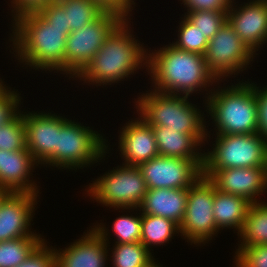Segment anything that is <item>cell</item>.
Returning <instances> with one entry per match:
<instances>
[{
	"label": "cell",
	"instance_id": "6da1fadb",
	"mask_svg": "<svg viewBox=\"0 0 267 267\" xmlns=\"http://www.w3.org/2000/svg\"><path fill=\"white\" fill-rule=\"evenodd\" d=\"M148 55L147 67L158 92L190 96L213 82H219L201 54L179 49L173 44ZM180 92V93H179Z\"/></svg>",
	"mask_w": 267,
	"mask_h": 267
},
{
	"label": "cell",
	"instance_id": "7a4b0ae2",
	"mask_svg": "<svg viewBox=\"0 0 267 267\" xmlns=\"http://www.w3.org/2000/svg\"><path fill=\"white\" fill-rule=\"evenodd\" d=\"M13 21L10 40L18 60L35 70H56L64 74L65 45L70 29L50 26L38 12L23 14Z\"/></svg>",
	"mask_w": 267,
	"mask_h": 267
},
{
	"label": "cell",
	"instance_id": "3957f363",
	"mask_svg": "<svg viewBox=\"0 0 267 267\" xmlns=\"http://www.w3.org/2000/svg\"><path fill=\"white\" fill-rule=\"evenodd\" d=\"M128 19L124 18L111 31L93 59L77 76L78 79L97 86L111 85L134 74L142 65L147 67L148 52L130 34Z\"/></svg>",
	"mask_w": 267,
	"mask_h": 267
},
{
	"label": "cell",
	"instance_id": "277c9868",
	"mask_svg": "<svg viewBox=\"0 0 267 267\" xmlns=\"http://www.w3.org/2000/svg\"><path fill=\"white\" fill-rule=\"evenodd\" d=\"M221 90V91H220ZM209 92L207 110L215 123L216 134L258 133L256 84L245 81Z\"/></svg>",
	"mask_w": 267,
	"mask_h": 267
},
{
	"label": "cell",
	"instance_id": "5b68a950",
	"mask_svg": "<svg viewBox=\"0 0 267 267\" xmlns=\"http://www.w3.org/2000/svg\"><path fill=\"white\" fill-rule=\"evenodd\" d=\"M137 99V112L151 127H168L185 134H208L204 113H200V109L190 103L186 95L152 90Z\"/></svg>",
	"mask_w": 267,
	"mask_h": 267
},
{
	"label": "cell",
	"instance_id": "8992f818",
	"mask_svg": "<svg viewBox=\"0 0 267 267\" xmlns=\"http://www.w3.org/2000/svg\"><path fill=\"white\" fill-rule=\"evenodd\" d=\"M216 136L213 151L204 152L203 170L267 167V140L259 133Z\"/></svg>",
	"mask_w": 267,
	"mask_h": 267
},
{
	"label": "cell",
	"instance_id": "52a82bcc",
	"mask_svg": "<svg viewBox=\"0 0 267 267\" xmlns=\"http://www.w3.org/2000/svg\"><path fill=\"white\" fill-rule=\"evenodd\" d=\"M81 123L58 115L57 167L77 170L100 162L108 150L105 139Z\"/></svg>",
	"mask_w": 267,
	"mask_h": 267
},
{
	"label": "cell",
	"instance_id": "ba28073f",
	"mask_svg": "<svg viewBox=\"0 0 267 267\" xmlns=\"http://www.w3.org/2000/svg\"><path fill=\"white\" fill-rule=\"evenodd\" d=\"M147 185L137 166L122 164L93 181L88 196L99 203L117 209H138L147 193Z\"/></svg>",
	"mask_w": 267,
	"mask_h": 267
},
{
	"label": "cell",
	"instance_id": "9c48e42d",
	"mask_svg": "<svg viewBox=\"0 0 267 267\" xmlns=\"http://www.w3.org/2000/svg\"><path fill=\"white\" fill-rule=\"evenodd\" d=\"M120 13L104 11L96 20L68 34L64 73L77 78L102 47L106 37L124 19Z\"/></svg>",
	"mask_w": 267,
	"mask_h": 267
},
{
	"label": "cell",
	"instance_id": "30bf717a",
	"mask_svg": "<svg viewBox=\"0 0 267 267\" xmlns=\"http://www.w3.org/2000/svg\"><path fill=\"white\" fill-rule=\"evenodd\" d=\"M214 184L205 176L188 188L185 216L179 231L190 243L205 244L219 231L213 214Z\"/></svg>",
	"mask_w": 267,
	"mask_h": 267
},
{
	"label": "cell",
	"instance_id": "8fae6325",
	"mask_svg": "<svg viewBox=\"0 0 267 267\" xmlns=\"http://www.w3.org/2000/svg\"><path fill=\"white\" fill-rule=\"evenodd\" d=\"M254 55L226 21L209 40L204 57L209 70L220 80L246 70Z\"/></svg>",
	"mask_w": 267,
	"mask_h": 267
},
{
	"label": "cell",
	"instance_id": "7c38bea8",
	"mask_svg": "<svg viewBox=\"0 0 267 267\" xmlns=\"http://www.w3.org/2000/svg\"><path fill=\"white\" fill-rule=\"evenodd\" d=\"M204 160L157 156L137 167L148 189H188L203 176Z\"/></svg>",
	"mask_w": 267,
	"mask_h": 267
},
{
	"label": "cell",
	"instance_id": "4fadbf2b",
	"mask_svg": "<svg viewBox=\"0 0 267 267\" xmlns=\"http://www.w3.org/2000/svg\"><path fill=\"white\" fill-rule=\"evenodd\" d=\"M108 231L101 223L65 249H56V267H105Z\"/></svg>",
	"mask_w": 267,
	"mask_h": 267
},
{
	"label": "cell",
	"instance_id": "5bb4252c",
	"mask_svg": "<svg viewBox=\"0 0 267 267\" xmlns=\"http://www.w3.org/2000/svg\"><path fill=\"white\" fill-rule=\"evenodd\" d=\"M217 190L241 196L251 203H258L257 196L267 189V167L227 168L203 170Z\"/></svg>",
	"mask_w": 267,
	"mask_h": 267
},
{
	"label": "cell",
	"instance_id": "9a60e30c",
	"mask_svg": "<svg viewBox=\"0 0 267 267\" xmlns=\"http://www.w3.org/2000/svg\"><path fill=\"white\" fill-rule=\"evenodd\" d=\"M26 148L38 162L57 167L58 116L51 113H24Z\"/></svg>",
	"mask_w": 267,
	"mask_h": 267
},
{
	"label": "cell",
	"instance_id": "2e32d148",
	"mask_svg": "<svg viewBox=\"0 0 267 267\" xmlns=\"http://www.w3.org/2000/svg\"><path fill=\"white\" fill-rule=\"evenodd\" d=\"M38 194L10 192L0 204V242L41 237L29 230Z\"/></svg>",
	"mask_w": 267,
	"mask_h": 267
},
{
	"label": "cell",
	"instance_id": "e0dca14e",
	"mask_svg": "<svg viewBox=\"0 0 267 267\" xmlns=\"http://www.w3.org/2000/svg\"><path fill=\"white\" fill-rule=\"evenodd\" d=\"M227 11V21L240 39L255 53L267 41V0H253Z\"/></svg>",
	"mask_w": 267,
	"mask_h": 267
},
{
	"label": "cell",
	"instance_id": "ac0fdd59",
	"mask_svg": "<svg viewBox=\"0 0 267 267\" xmlns=\"http://www.w3.org/2000/svg\"><path fill=\"white\" fill-rule=\"evenodd\" d=\"M139 117L138 120H129L119 135L118 147L124 165L138 166L159 156L153 128Z\"/></svg>",
	"mask_w": 267,
	"mask_h": 267
},
{
	"label": "cell",
	"instance_id": "d6986e66",
	"mask_svg": "<svg viewBox=\"0 0 267 267\" xmlns=\"http://www.w3.org/2000/svg\"><path fill=\"white\" fill-rule=\"evenodd\" d=\"M38 162L25 150H0V186L12 193L38 194V186L30 179ZM30 181V182H29Z\"/></svg>",
	"mask_w": 267,
	"mask_h": 267
},
{
	"label": "cell",
	"instance_id": "ffe728a7",
	"mask_svg": "<svg viewBox=\"0 0 267 267\" xmlns=\"http://www.w3.org/2000/svg\"><path fill=\"white\" fill-rule=\"evenodd\" d=\"M152 128L159 156L204 160V153L197 151L201 144L205 143L207 134H185L168 127L152 126Z\"/></svg>",
	"mask_w": 267,
	"mask_h": 267
},
{
	"label": "cell",
	"instance_id": "44dd1931",
	"mask_svg": "<svg viewBox=\"0 0 267 267\" xmlns=\"http://www.w3.org/2000/svg\"><path fill=\"white\" fill-rule=\"evenodd\" d=\"M187 193L188 189H148L140 211L165 217L180 226L185 216Z\"/></svg>",
	"mask_w": 267,
	"mask_h": 267
},
{
	"label": "cell",
	"instance_id": "7402d4cb",
	"mask_svg": "<svg viewBox=\"0 0 267 267\" xmlns=\"http://www.w3.org/2000/svg\"><path fill=\"white\" fill-rule=\"evenodd\" d=\"M251 204L241 196L217 190L214 185L213 214L217 229L232 227L239 234Z\"/></svg>",
	"mask_w": 267,
	"mask_h": 267
},
{
	"label": "cell",
	"instance_id": "603a6c76",
	"mask_svg": "<svg viewBox=\"0 0 267 267\" xmlns=\"http://www.w3.org/2000/svg\"><path fill=\"white\" fill-rule=\"evenodd\" d=\"M239 235V247L267 244V203L251 204Z\"/></svg>",
	"mask_w": 267,
	"mask_h": 267
},
{
	"label": "cell",
	"instance_id": "cb8c5ba5",
	"mask_svg": "<svg viewBox=\"0 0 267 267\" xmlns=\"http://www.w3.org/2000/svg\"><path fill=\"white\" fill-rule=\"evenodd\" d=\"M179 226L172 220L165 217L141 214V240L149 250L150 246L167 243L174 236L179 234Z\"/></svg>",
	"mask_w": 267,
	"mask_h": 267
},
{
	"label": "cell",
	"instance_id": "d4e9b609",
	"mask_svg": "<svg viewBox=\"0 0 267 267\" xmlns=\"http://www.w3.org/2000/svg\"><path fill=\"white\" fill-rule=\"evenodd\" d=\"M67 14L70 33L96 20L104 11L92 0H57Z\"/></svg>",
	"mask_w": 267,
	"mask_h": 267
},
{
	"label": "cell",
	"instance_id": "484cf974",
	"mask_svg": "<svg viewBox=\"0 0 267 267\" xmlns=\"http://www.w3.org/2000/svg\"><path fill=\"white\" fill-rule=\"evenodd\" d=\"M44 240L41 237H23L0 242V267H16Z\"/></svg>",
	"mask_w": 267,
	"mask_h": 267
},
{
	"label": "cell",
	"instance_id": "4316f807",
	"mask_svg": "<svg viewBox=\"0 0 267 267\" xmlns=\"http://www.w3.org/2000/svg\"><path fill=\"white\" fill-rule=\"evenodd\" d=\"M112 251L113 267H143L154 257L141 242L115 244Z\"/></svg>",
	"mask_w": 267,
	"mask_h": 267
},
{
	"label": "cell",
	"instance_id": "83f0119b",
	"mask_svg": "<svg viewBox=\"0 0 267 267\" xmlns=\"http://www.w3.org/2000/svg\"><path fill=\"white\" fill-rule=\"evenodd\" d=\"M25 136L24 118L20 111L9 122L0 126V150H25Z\"/></svg>",
	"mask_w": 267,
	"mask_h": 267
},
{
	"label": "cell",
	"instance_id": "f1b7e54d",
	"mask_svg": "<svg viewBox=\"0 0 267 267\" xmlns=\"http://www.w3.org/2000/svg\"><path fill=\"white\" fill-rule=\"evenodd\" d=\"M178 32V40L172 43L175 47L204 56L209 40L185 15Z\"/></svg>",
	"mask_w": 267,
	"mask_h": 267
},
{
	"label": "cell",
	"instance_id": "f546056e",
	"mask_svg": "<svg viewBox=\"0 0 267 267\" xmlns=\"http://www.w3.org/2000/svg\"><path fill=\"white\" fill-rule=\"evenodd\" d=\"M185 16L210 40L227 21V11H187Z\"/></svg>",
	"mask_w": 267,
	"mask_h": 267
},
{
	"label": "cell",
	"instance_id": "4dcf8cb0",
	"mask_svg": "<svg viewBox=\"0 0 267 267\" xmlns=\"http://www.w3.org/2000/svg\"><path fill=\"white\" fill-rule=\"evenodd\" d=\"M116 235V244L135 243L141 240V215L119 216L112 226Z\"/></svg>",
	"mask_w": 267,
	"mask_h": 267
},
{
	"label": "cell",
	"instance_id": "1f68e13d",
	"mask_svg": "<svg viewBox=\"0 0 267 267\" xmlns=\"http://www.w3.org/2000/svg\"><path fill=\"white\" fill-rule=\"evenodd\" d=\"M236 251V267H267V244L239 247Z\"/></svg>",
	"mask_w": 267,
	"mask_h": 267
},
{
	"label": "cell",
	"instance_id": "d6a6232c",
	"mask_svg": "<svg viewBox=\"0 0 267 267\" xmlns=\"http://www.w3.org/2000/svg\"><path fill=\"white\" fill-rule=\"evenodd\" d=\"M16 267H56L55 249L48 247L45 239Z\"/></svg>",
	"mask_w": 267,
	"mask_h": 267
},
{
	"label": "cell",
	"instance_id": "836d02e7",
	"mask_svg": "<svg viewBox=\"0 0 267 267\" xmlns=\"http://www.w3.org/2000/svg\"><path fill=\"white\" fill-rule=\"evenodd\" d=\"M7 88L0 95V126L9 122L19 112L20 96ZM18 107V108H17Z\"/></svg>",
	"mask_w": 267,
	"mask_h": 267
},
{
	"label": "cell",
	"instance_id": "e575fe53",
	"mask_svg": "<svg viewBox=\"0 0 267 267\" xmlns=\"http://www.w3.org/2000/svg\"><path fill=\"white\" fill-rule=\"evenodd\" d=\"M37 12L50 24V26L59 29H70V26H67V14L57 1Z\"/></svg>",
	"mask_w": 267,
	"mask_h": 267
},
{
	"label": "cell",
	"instance_id": "d590c367",
	"mask_svg": "<svg viewBox=\"0 0 267 267\" xmlns=\"http://www.w3.org/2000/svg\"><path fill=\"white\" fill-rule=\"evenodd\" d=\"M188 11H228L234 0H182Z\"/></svg>",
	"mask_w": 267,
	"mask_h": 267
},
{
	"label": "cell",
	"instance_id": "8d00e7d4",
	"mask_svg": "<svg viewBox=\"0 0 267 267\" xmlns=\"http://www.w3.org/2000/svg\"><path fill=\"white\" fill-rule=\"evenodd\" d=\"M55 1L57 0H12V12L15 14L13 19L26 13L37 12Z\"/></svg>",
	"mask_w": 267,
	"mask_h": 267
},
{
	"label": "cell",
	"instance_id": "74e56055",
	"mask_svg": "<svg viewBox=\"0 0 267 267\" xmlns=\"http://www.w3.org/2000/svg\"><path fill=\"white\" fill-rule=\"evenodd\" d=\"M256 86L258 105V133L267 140V88Z\"/></svg>",
	"mask_w": 267,
	"mask_h": 267
},
{
	"label": "cell",
	"instance_id": "f35d334b",
	"mask_svg": "<svg viewBox=\"0 0 267 267\" xmlns=\"http://www.w3.org/2000/svg\"><path fill=\"white\" fill-rule=\"evenodd\" d=\"M92 1H95L106 11H113L120 13L125 18H128V14H130V12L133 10V7L131 5L135 4L133 0H92Z\"/></svg>",
	"mask_w": 267,
	"mask_h": 267
},
{
	"label": "cell",
	"instance_id": "ab89813d",
	"mask_svg": "<svg viewBox=\"0 0 267 267\" xmlns=\"http://www.w3.org/2000/svg\"><path fill=\"white\" fill-rule=\"evenodd\" d=\"M10 192L0 186V204Z\"/></svg>",
	"mask_w": 267,
	"mask_h": 267
},
{
	"label": "cell",
	"instance_id": "60d3db41",
	"mask_svg": "<svg viewBox=\"0 0 267 267\" xmlns=\"http://www.w3.org/2000/svg\"><path fill=\"white\" fill-rule=\"evenodd\" d=\"M143 267H161L160 265H157L156 262H154V258L150 260L145 266Z\"/></svg>",
	"mask_w": 267,
	"mask_h": 267
},
{
	"label": "cell",
	"instance_id": "b9f144b4",
	"mask_svg": "<svg viewBox=\"0 0 267 267\" xmlns=\"http://www.w3.org/2000/svg\"><path fill=\"white\" fill-rule=\"evenodd\" d=\"M7 88L3 84L2 79L0 80V95L6 90Z\"/></svg>",
	"mask_w": 267,
	"mask_h": 267
}]
</instances>
